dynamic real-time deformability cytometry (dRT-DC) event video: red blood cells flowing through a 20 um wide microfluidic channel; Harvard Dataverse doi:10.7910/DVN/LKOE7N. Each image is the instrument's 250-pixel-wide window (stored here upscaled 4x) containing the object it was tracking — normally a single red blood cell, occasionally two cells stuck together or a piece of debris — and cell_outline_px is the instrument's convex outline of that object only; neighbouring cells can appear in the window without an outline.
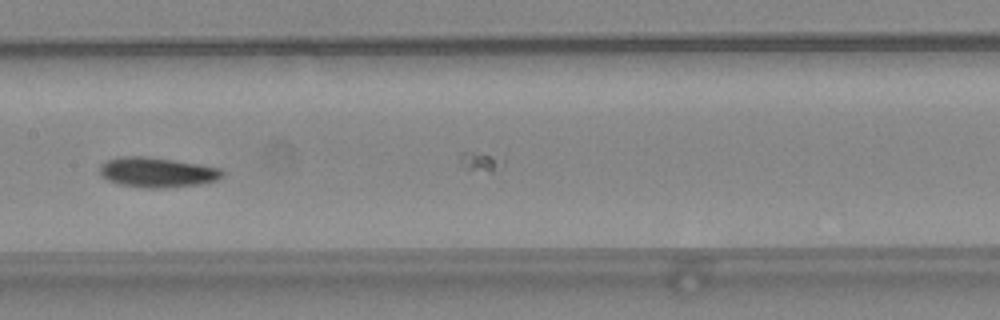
{"species": "common noctule bat (a hibernating species)", "species_latin": "Nyctalus noctula", "temperature_condition": "warm", "stored_images_in_passage": 28, "camera_frame_rate_fps": 3000, "um_per_image_px": 0.085, "animal": {"sex": "female", "body_mass_g": 24.6, "forearm_length_mm": 56.2}, "frame": {"image": 1, "passage_image": 13, "time_ms": 4.0, "image_size_px": [1000, 320], "cell_outline_px": [[224, 172], [216, 180], [200, 184], [164, 188], [144, 188], [120, 184], [108, 180], [100, 172], [100, 164], [108, 160], [120, 156], [144, 156], [172, 160], [220, 168]], "centroid_in_image_um": [13.33, 14.65], "position_along_channel_um": 194.1, "area_um2": 21.1}}
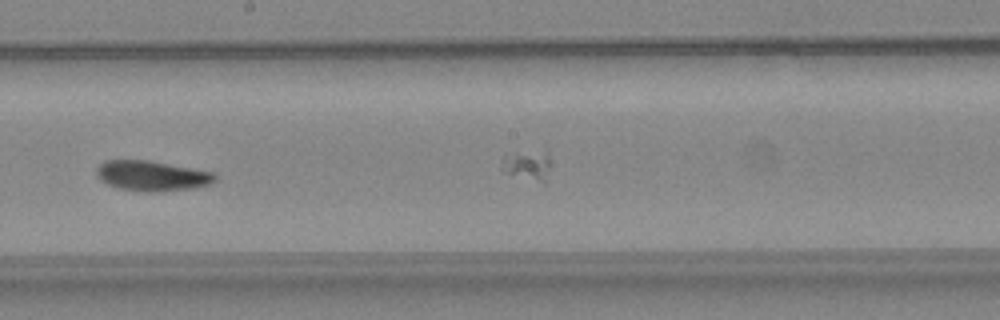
{"frame": {"image": 2, "passage_image": 16, "time_ms": 5.0, "image_size_px": [1000, 320], "cell_outline_px": [[216, 180], [208, 184], [196, 188], [160, 192], [120, 188], [108, 184], [100, 180], [96, 176], [96, 168], [104, 160], [148, 160], [212, 172], [216, 176]], "centroid_in_image_um": [12.89, 14.94], "position_along_channel_um": 235.3, "area_um2": 20.63}}